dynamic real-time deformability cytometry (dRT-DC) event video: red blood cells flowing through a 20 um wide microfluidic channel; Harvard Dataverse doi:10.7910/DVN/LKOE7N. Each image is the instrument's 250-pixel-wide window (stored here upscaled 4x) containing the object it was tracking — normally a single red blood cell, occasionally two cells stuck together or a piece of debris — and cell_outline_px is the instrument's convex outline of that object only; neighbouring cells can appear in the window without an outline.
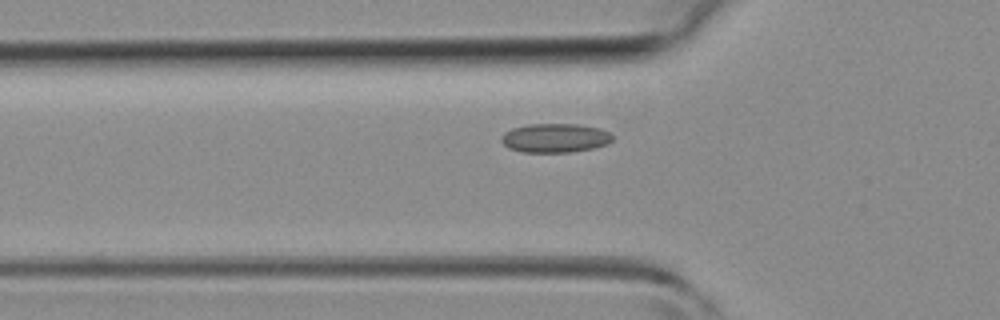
{"species": "common noctule bat (a hibernating species)", "species_latin": "Nyctalus noctula", "temperature_condition": "room temperature", "stored_images_in_passage": 25, "camera_frame_rate_fps": 3000, "um_per_image_px": 0.085, "animal": {"sex": "female", "body_mass_g": 19.3, "forearm_length_mm": 54.1}, "frame": {"image": 1, "passage_image": 2, "time_ms": 0.333, "image_size_px": [1000, 320], "cell_outline_px": [[616, 136], [608, 144], [592, 148], [568, 152], [520, 152], [508, 148], [500, 140], [500, 136], [504, 132], [512, 128], [528, 124], [580, 124], [600, 128]], "centroid_in_image_um": [47.17, 11.72], "position_along_channel_um": 78.6, "area_um2": 19.02}}
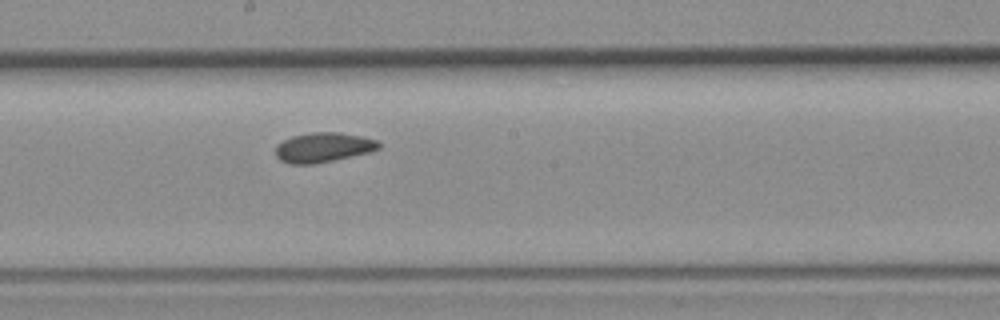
{"frame": {"image": 2, "passage_image": 11, "time_ms": 3.333, "image_size_px": [1000, 320], "cell_outline_px": [[380, 148], [368, 152], [332, 160], [312, 164], [288, 164], [280, 160], [276, 156], [276, 144], [292, 136], [312, 132], [340, 132], [380, 140]], "centroid_in_image_um": [27.46, 12.52], "position_along_channel_um": 220.7, "area_um2": 17.8}}
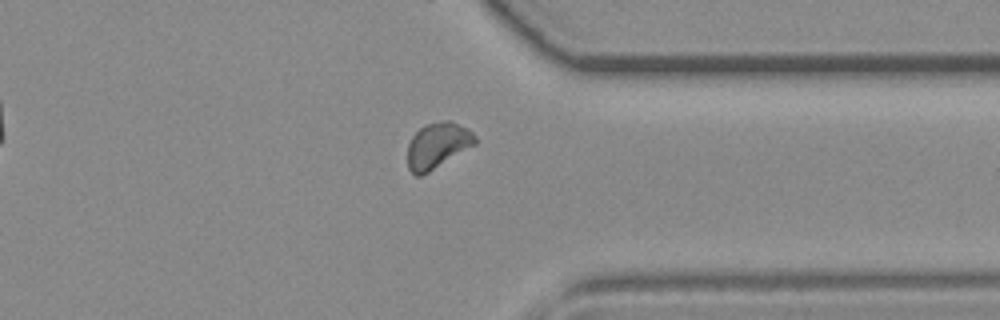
{"frame": {"image": 3, "passage_image": 21, "time_ms": 6.667, "image_size_px": [1000, 320], "cell_outline_px": [[476, 144], [428, 172], [420, 176], [416, 176], [408, 168], [408, 144], [412, 136], [424, 124], [444, 120], [448, 120], [472, 132], [476, 136]], "centroid_in_image_um": [37.17, 12.36], "position_along_channel_um": 374.2, "area_um2": 17.74}}